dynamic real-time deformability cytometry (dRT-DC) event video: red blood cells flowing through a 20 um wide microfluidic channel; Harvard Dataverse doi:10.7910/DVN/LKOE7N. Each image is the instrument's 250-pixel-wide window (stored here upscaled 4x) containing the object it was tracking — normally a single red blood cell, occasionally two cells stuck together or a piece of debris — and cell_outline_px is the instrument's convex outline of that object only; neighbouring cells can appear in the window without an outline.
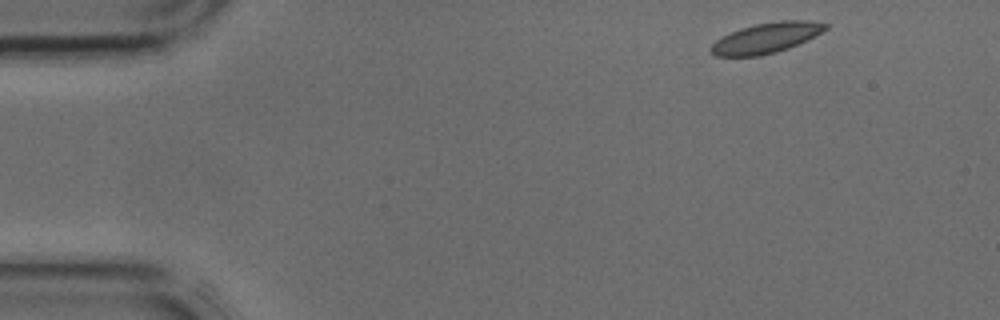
{"species": "common noctule bat (a hibernating species)", "species_latin": "Nyctalus noctula", "temperature_condition": "cold", "stored_images_in_passage": 39, "camera_frame_rate_fps": 3000, "um_per_image_px": 0.085, "animal": {"sex": "male", "body_mass_g": 17.9, "forearm_length_mm": 54.2}, "frame": {"image": 1, "passage_image": 1, "time_ms": 0.0, "image_size_px": [1000, 320], "cell_outline_px": [[828, 28], [788, 48], [776, 52], [760, 56], [716, 56], [708, 48], [716, 40], [740, 28], [756, 24], [780, 20], [808, 20], [828, 24]], "centroid_in_image_um": [65.1, 3.22], "position_along_channel_um": 19.9, "area_um2": 19.88}}
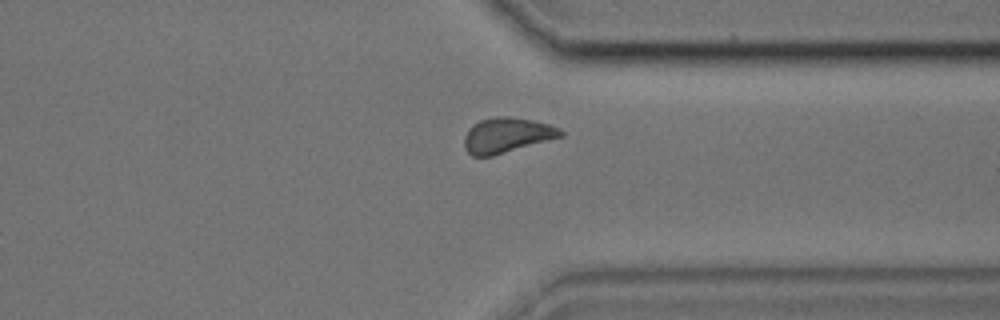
{"frame": {"image": 2, "passage_image": 29, "time_ms": 9.333, "image_size_px": [1000, 320], "cell_outline_px": [[564, 136], [492, 156], [472, 156], [464, 148], [464, 136], [468, 128], [472, 124], [480, 120], [500, 116], [512, 116], [532, 120], [548, 124], [560, 128], [564, 132]], "centroid_in_image_um": [43.07, 11.49], "position_along_channel_um": 368.3, "area_um2": 19.83}}
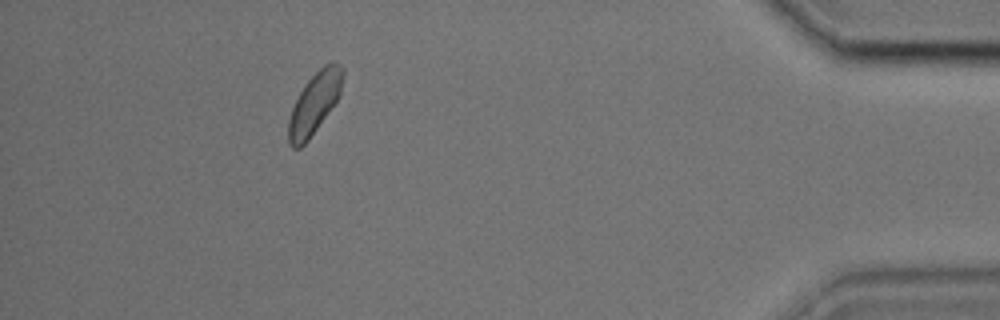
{"frame": {"image": 3, "passage_image": 35, "time_ms": 11.333, "image_size_px": [1000, 320], "cell_outline_px": [[344, 72], [340, 92], [336, 100], [308, 140], [300, 148], [292, 148], [288, 144], [288, 120], [292, 108], [304, 84], [324, 64], [332, 60], [340, 64], [344, 68]], "centroid_in_image_um": [26.72, 8.75], "position_along_channel_um": 408.5, "area_um2": 19.13}}